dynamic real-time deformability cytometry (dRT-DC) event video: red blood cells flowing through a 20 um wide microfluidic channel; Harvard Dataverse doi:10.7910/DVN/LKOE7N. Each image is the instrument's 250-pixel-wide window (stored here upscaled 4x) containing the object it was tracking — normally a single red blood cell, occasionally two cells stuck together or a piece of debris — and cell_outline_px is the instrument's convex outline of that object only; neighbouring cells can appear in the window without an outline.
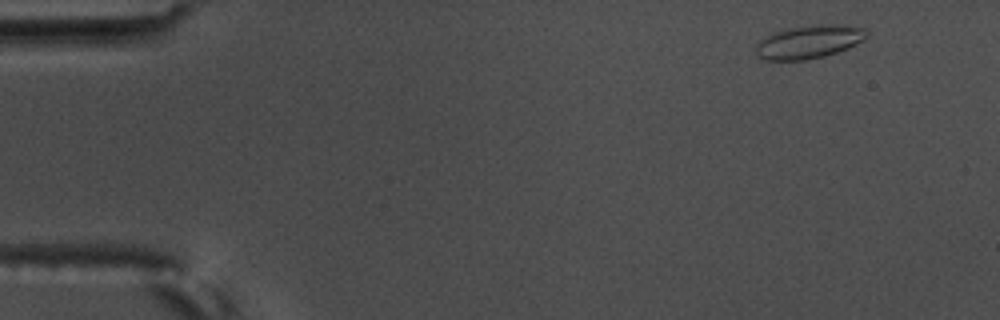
{"species": "common noctule bat (a hibernating species)", "species_latin": "Nyctalus noctula", "temperature_condition": "warm", "stored_images_in_passage": 5, "camera_frame_rate_fps": 3000, "um_per_image_px": 0.085, "animal": {"sex": "male", "body_mass_g": 17.5, "forearm_length_mm": 52.3}, "frame": {"image": 1, "passage_image": 1, "time_ms": 0.0, "image_size_px": [1000, 320], "cell_outline_px": [[868, 36], [864, 40], [848, 48], [824, 56], [804, 60], [764, 60], [756, 56], [756, 44], [760, 40], [776, 32], [792, 28], [820, 24], [840, 24], [864, 28], [868, 32]], "centroid_in_image_um": [68.79, 3.56], "position_along_channel_um": 16.2, "area_um2": 21.33}}